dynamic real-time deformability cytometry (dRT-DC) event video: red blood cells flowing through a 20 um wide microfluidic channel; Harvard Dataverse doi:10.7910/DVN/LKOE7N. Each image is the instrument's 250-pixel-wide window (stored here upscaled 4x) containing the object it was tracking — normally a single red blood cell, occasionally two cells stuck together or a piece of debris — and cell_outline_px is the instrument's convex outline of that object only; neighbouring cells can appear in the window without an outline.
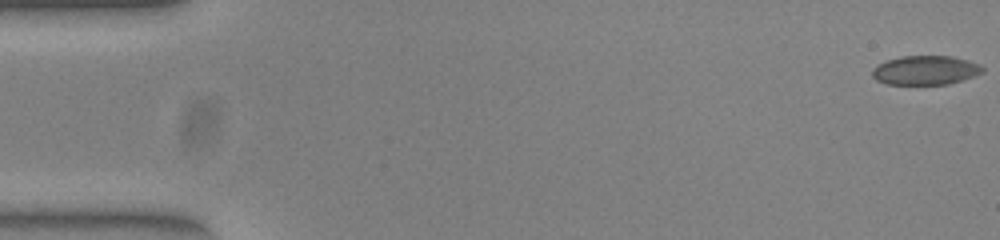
{"species": "common noctule bat (a hibernating species)", "species_latin": "Nyctalus noctula", "temperature_condition": "warm", "stored_images_in_passage": 52, "camera_frame_rate_fps": 3000, "um_per_image_px": 0.085, "animal": {"sex": "female", "body_mass_g": 23.0, "forearm_length_mm": 53.4}, "frame": {"image": 1, "passage_image": 1, "time_ms": 0.0, "image_size_px": [1000, 240], "cell_outline_px": [[984, 72], [976, 76], [948, 84], [888, 84], [876, 80], [872, 76], [872, 68], [876, 64], [900, 56], [952, 56], [968, 60], [980, 64], [984, 68]], "centroid_in_image_um": [78.68, 5.96], "position_along_channel_um": 6.3, "area_um2": 18.9}}
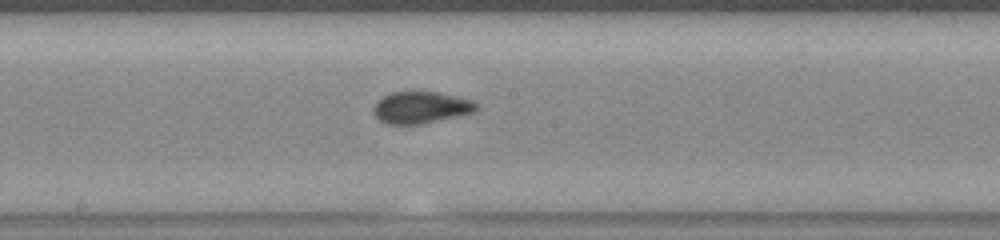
{"frame": {"image": 2, "passage_image": 28, "time_ms": 9.0, "image_size_px": [1000, 240], "cell_outline_px": [[480, 104], [476, 112], [424, 124], [388, 124], [380, 120], [376, 116], [376, 104], [384, 96], [392, 92], [440, 92], [472, 100]], "centroid_in_image_um": [35.89, 9.14], "position_along_channel_um": 212.3, "area_um2": 18.96}}
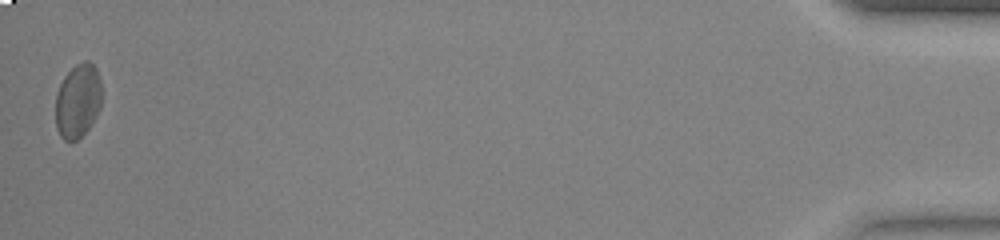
{"frame": {"image": 3, "passage_image": 52, "time_ms": 17.0, "image_size_px": [1000, 240], "cell_outline_px": [[100, 108], [96, 116], [88, 128], [76, 140], [64, 140], [60, 136], [56, 128], [56, 92], [64, 76], [76, 64], [84, 60], [88, 60], [96, 68], [100, 80]], "centroid_in_image_um": [6.6, 8.55], "position_along_channel_um": 428.6, "area_um2": 19.77}, "authors_computed_cell_mechanics": {"area_um2": 19.1029, "velocity_mm_per_s": 3.9389, "shape_relaxation_time_tau1_ms": null, "shape_relaxation_time_tau2_ms": 1.2149, "deformation_change_tau1": null, "deformation_change_tau2": 0.0436}}